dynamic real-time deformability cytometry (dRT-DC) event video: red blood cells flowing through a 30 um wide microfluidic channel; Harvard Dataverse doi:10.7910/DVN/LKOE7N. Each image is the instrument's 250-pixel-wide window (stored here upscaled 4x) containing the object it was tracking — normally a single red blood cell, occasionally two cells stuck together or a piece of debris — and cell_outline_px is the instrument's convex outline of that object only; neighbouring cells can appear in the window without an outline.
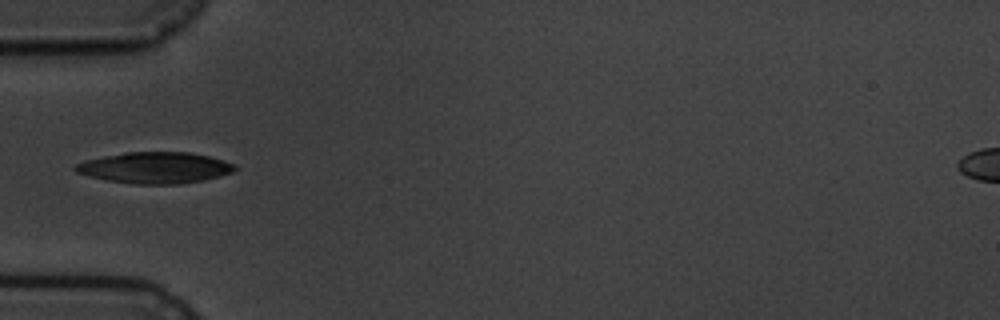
{"species": "common noctule bat (a hibernating species)", "species_latin": "Nyctalus noctula", "temperature_condition": "cold", "stored_images_in_passage": 11, "camera_frame_rate_fps": 3000, "um_per_image_px": 0.085, "animal": {"sex": "male", "body_mass_g": 19.5, "forearm_length_mm": 54.6}, "frame": {"image": 1, "passage_image": 1, "time_ms": 0.0, "image_size_px": [1000, 320], "cell_outline_px": [[236, 168], [232, 172], [220, 176], [204, 180], [180, 184], [136, 184], [104, 180], [88, 176], [76, 172], [72, 168], [76, 164], [88, 160], [104, 156], [124, 152], [188, 152], [208, 156], [236, 164]], "centroid_in_image_um": [13.16, 14.26], "position_along_channel_um": 71.8, "area_um2": 29.02}}
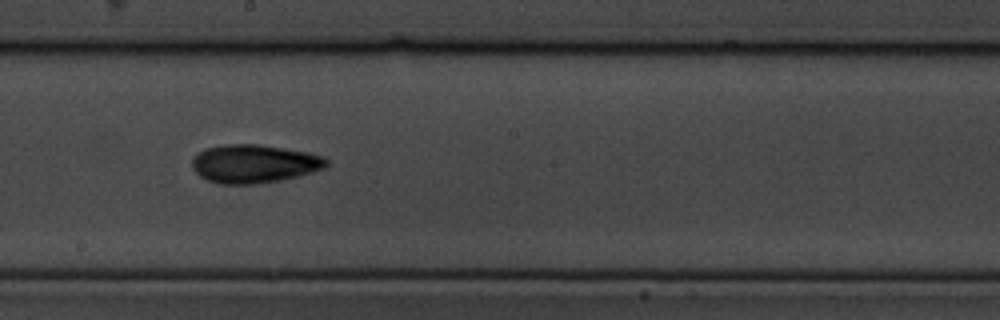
{"frame": {"image": 2, "passage_image": 5, "time_ms": 4.333, "image_size_px": [1000, 320], "cell_outline_px": [[328, 164], [324, 168], [312, 172], [280, 180], [256, 184], [220, 184], [208, 180], [200, 176], [192, 168], [192, 160], [204, 148], [224, 144], [260, 144], [308, 152], [320, 156], [328, 160]], "centroid_in_image_um": [21.58, 13.91], "position_along_channel_um": 226.6, "area_um2": 29.94}}
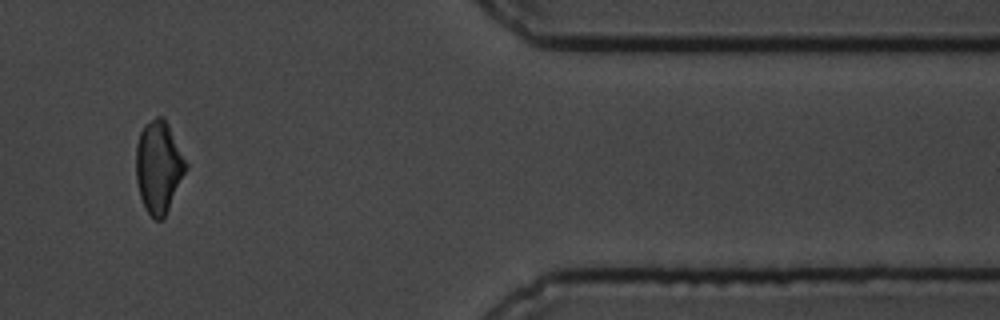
{"frame": {"image": 3, "passage_image": 9, "time_ms": 10.0, "image_size_px": [1000, 320], "cell_outline_px": [[188, 168], [164, 216], [160, 220], [156, 220], [144, 208], [140, 196], [136, 180], [136, 144], [140, 132], [144, 124], [156, 116], [164, 116], [188, 164]], "centroid_in_image_um": [13.48, 14.15], "position_along_channel_um": 397.9, "area_um2": 26.7}, "authors_computed_cell_mechanics": {"area_um2": 27.3394, "velocity_mm_per_s": 3.5774, "shape_relaxation_time_tau1_ms": 2.7084, "shape_relaxation_time_tau2_ms": 6.6878, "deformation_change_tau1": 0.084, "deformation_change_tau2": 0.1622}}